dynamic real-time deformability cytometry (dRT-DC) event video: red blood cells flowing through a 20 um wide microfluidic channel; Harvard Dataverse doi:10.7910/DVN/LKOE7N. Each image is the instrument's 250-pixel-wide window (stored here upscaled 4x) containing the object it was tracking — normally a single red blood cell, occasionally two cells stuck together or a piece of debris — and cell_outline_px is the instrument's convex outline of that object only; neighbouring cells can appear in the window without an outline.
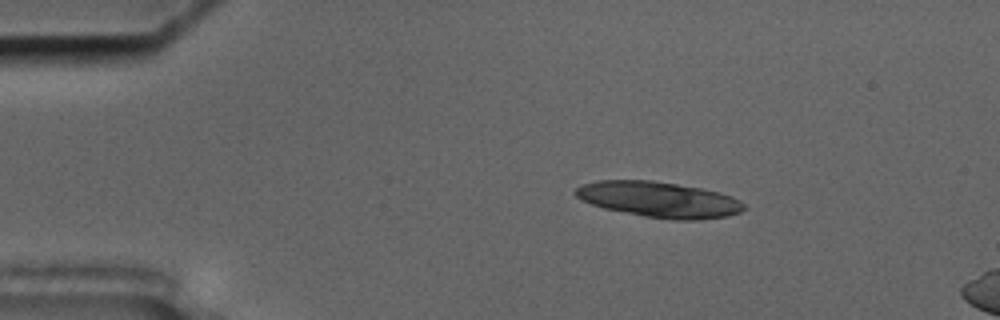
{"species": "common noctule bat (a hibernating species)", "species_latin": "Nyctalus noctula", "temperature_condition": "cold", "stored_images_in_passage": 13, "camera_frame_rate_fps": 3000, "um_per_image_px": 0.085, "animal": {"sex": "male", "body_mass_g": 17.5, "forearm_length_mm": 52.3}, "frame": {"image": 1, "passage_image": 8, "time_ms": 2.333, "image_size_px": [1000, 320], "cell_outline_px": [[744, 208], [740, 212], [728, 216], [700, 220], [676, 220], [644, 216], [604, 208], [592, 204], [576, 196], [572, 192], [580, 184], [596, 180], [652, 180], [700, 188], [720, 192], [732, 196], [740, 200], [744, 204]], "centroid_in_image_um": [56.01, 16.95], "position_along_channel_um": 29.0, "area_um2": 35.03}}